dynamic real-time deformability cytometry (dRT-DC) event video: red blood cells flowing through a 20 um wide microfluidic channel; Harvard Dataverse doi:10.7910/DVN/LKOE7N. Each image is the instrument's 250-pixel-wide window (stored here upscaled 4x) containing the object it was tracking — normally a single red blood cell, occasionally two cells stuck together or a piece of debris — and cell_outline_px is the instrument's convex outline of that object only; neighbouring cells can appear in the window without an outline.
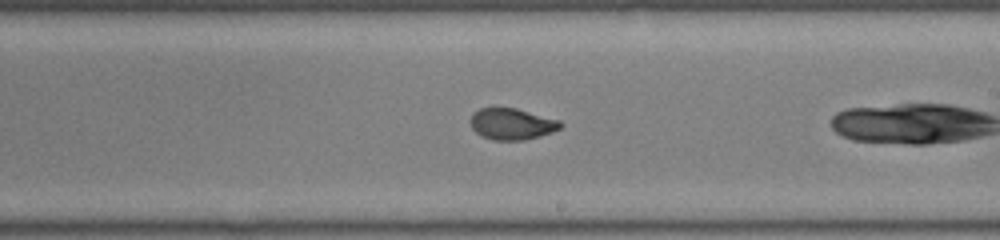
{"species": "common noctule bat (a hibernating species)", "species_latin": "Nyctalus noctula", "temperature_condition": "room temperature", "stored_images_in_passage": 17, "camera_frame_rate_fps": 3000, "um_per_image_px": 0.085, "animal": {"sex": "male", "body_mass_g": 19.0, "forearm_length_mm": 50.8}, "frame": {"image": 1, "passage_image": 15, "time_ms": 4.667, "image_size_px": [1000, 240], "cell_outline_px": [[564, 124], [560, 128], [552, 132], [540, 136], [524, 140], [492, 140], [480, 136], [472, 128], [472, 116], [480, 108], [516, 108], [560, 120]], "centroid_in_image_um": [43.55, 10.55], "position_along_channel_um": 245.5, "area_um2": 16.36}}